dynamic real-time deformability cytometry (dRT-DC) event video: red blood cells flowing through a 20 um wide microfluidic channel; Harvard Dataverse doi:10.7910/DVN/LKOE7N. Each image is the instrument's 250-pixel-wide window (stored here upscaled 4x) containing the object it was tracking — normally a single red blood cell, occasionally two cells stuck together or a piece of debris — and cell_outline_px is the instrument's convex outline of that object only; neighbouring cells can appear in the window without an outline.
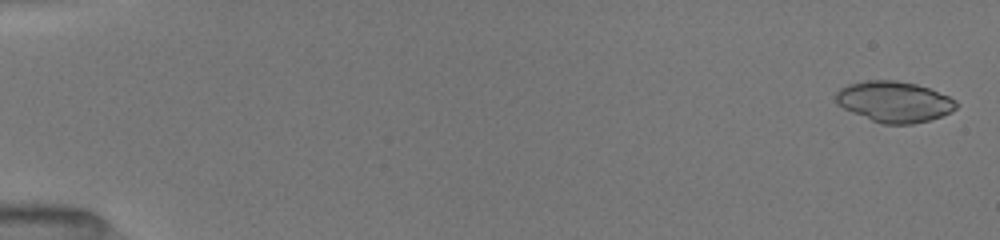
{"species": "common noctule bat (a hibernating species)", "species_latin": "Nyctalus noctula", "temperature_condition": "room temperature", "stored_images_in_passage": 52, "camera_frame_rate_fps": 3000, "um_per_image_px": 0.085, "animal": {"sex": "female", "body_mass_g": 19.5, "forearm_length_mm": 54.1}, "frame": {"image": 1, "passage_image": 2, "time_ms": 0.333, "image_size_px": [1000, 240], "cell_outline_px": [[960, 104], [952, 112], [928, 120], [912, 124], [884, 124], [872, 120], [852, 112], [836, 104], [836, 92], [840, 88], [848, 84], [868, 80], [896, 80], [916, 84], [928, 88], [948, 96], [956, 100]], "centroid_in_image_um": [76.02, 8.64], "position_along_channel_um": 9.0, "area_um2": 28.55}}
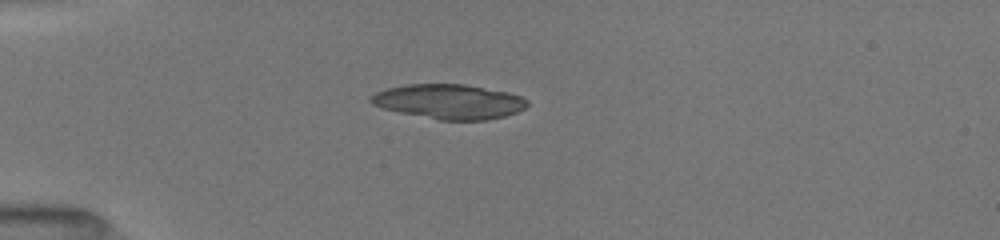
{"frame": {"image": 2, "passage_image": 15, "time_ms": 4.667, "image_size_px": [1000, 240], "cell_outline_px": [[528, 104], [524, 108], [516, 112], [504, 116], [488, 120], [440, 120], [400, 112], [384, 108], [372, 104], [368, 100], [368, 96], [376, 92], [388, 88], [408, 84], [464, 84], [508, 92], [520, 96], [528, 100]], "centroid_in_image_um": [38.16, 8.63], "position_along_channel_um": 46.8, "area_um2": 31.5}}